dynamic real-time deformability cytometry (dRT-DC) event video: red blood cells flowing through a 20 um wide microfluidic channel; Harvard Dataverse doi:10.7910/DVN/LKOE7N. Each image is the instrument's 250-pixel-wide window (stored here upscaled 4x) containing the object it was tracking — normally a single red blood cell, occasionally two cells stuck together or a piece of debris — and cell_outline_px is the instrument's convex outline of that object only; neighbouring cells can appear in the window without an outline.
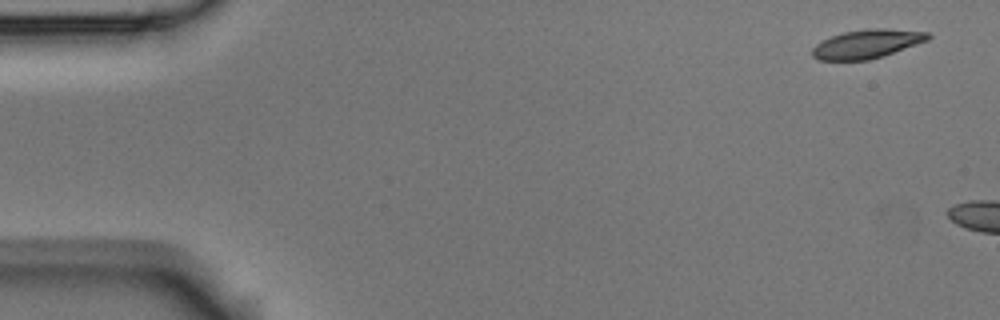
{"species": "Egyptian fruit bat (a non-hibernating species)", "species_latin": "Rousettus aegyptiacus", "temperature_condition": "room temperature", "stored_images_in_passage": 3, "camera_frame_rate_fps": 3000, "um_per_image_px": 0.085, "animal": {"sex": "male"}, "frame": {"image": 1, "passage_image": 1, "time_ms": 0.0, "image_size_px": [1000, 320], "cell_outline_px": [[932, 36], [928, 40], [884, 56], [868, 60], [816, 60], [812, 56], [812, 48], [816, 44], [832, 36], [844, 32], [868, 28], [884, 28], [928, 32]], "centroid_in_image_um": [73.7, 3.73], "position_along_channel_um": 11.3, "area_um2": 19.42}}